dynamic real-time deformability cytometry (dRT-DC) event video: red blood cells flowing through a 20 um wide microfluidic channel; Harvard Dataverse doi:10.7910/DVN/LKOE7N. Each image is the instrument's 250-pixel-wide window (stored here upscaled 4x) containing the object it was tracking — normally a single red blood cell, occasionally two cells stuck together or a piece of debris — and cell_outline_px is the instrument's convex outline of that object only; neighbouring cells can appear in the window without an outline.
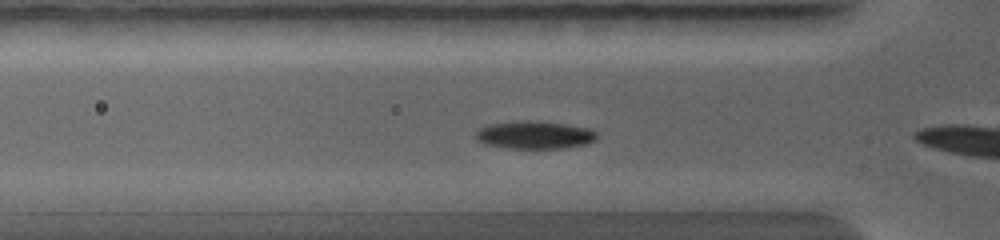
{"species": "common noctule bat (a hibernating species)", "species_latin": "Nyctalus noctula", "temperature_condition": "warm", "stored_images_in_passage": 22, "camera_frame_rate_fps": 5000, "um_per_image_px": 0.085, "animal": {"sex": "female", "body_mass_g": 19.0, "forearm_length_mm": 56.7}, "frame": {"image": 1, "passage_image": 4, "time_ms": 1.0, "image_size_px": [1000, 240], "cell_outline_px": [[596, 140], [588, 144], [568, 148], [508, 148], [484, 144], [476, 140], [476, 132], [484, 128], [496, 124], [556, 124], [584, 128], [596, 132]], "centroid_in_image_um": [45.49, 11.56], "position_along_channel_um": 80.3, "area_um2": 18.03}}
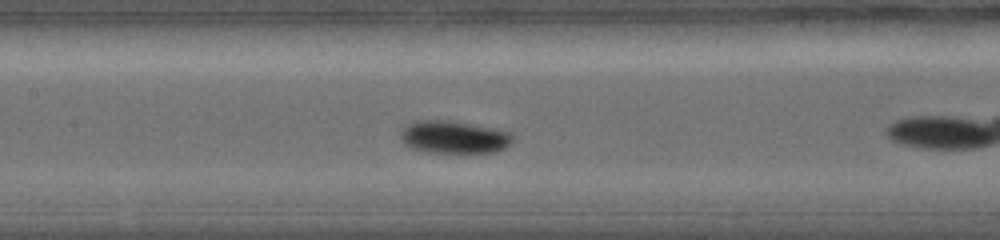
{"frame": {"image": 2, "passage_image": 9, "time_ms": 2.6, "image_size_px": [1000, 240], "cell_outline_px": [[512, 140], [504, 148], [496, 152], [464, 156], [428, 152], [412, 148], [404, 144], [400, 136], [400, 132], [408, 124], [432, 120], [464, 124], [504, 132], [512, 136]], "centroid_in_image_um": [38.54, 11.76], "position_along_channel_um": 168.9, "area_um2": 20.98}}
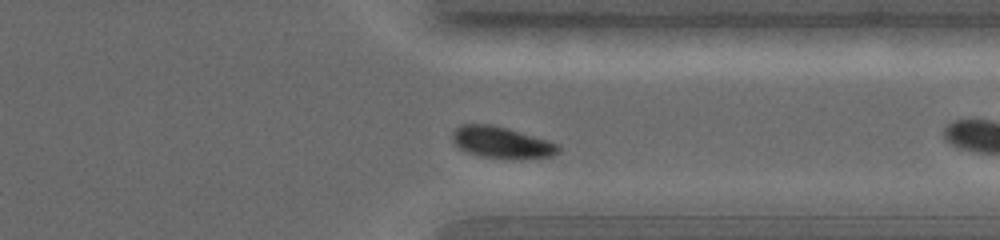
{"frame": {"image": 3, "passage_image": 18, "time_ms": 6.2, "image_size_px": [1000, 240], "cell_outline_px": [[560, 148], [552, 156], [520, 160], [508, 160], [484, 156], [472, 152], [464, 148], [456, 140], [456, 132], [460, 128], [468, 124], [484, 124], [504, 128], [544, 140]], "centroid_in_image_um": [42.74, 12.16], "position_along_channel_um": 368.7, "area_um2": 17.98}}